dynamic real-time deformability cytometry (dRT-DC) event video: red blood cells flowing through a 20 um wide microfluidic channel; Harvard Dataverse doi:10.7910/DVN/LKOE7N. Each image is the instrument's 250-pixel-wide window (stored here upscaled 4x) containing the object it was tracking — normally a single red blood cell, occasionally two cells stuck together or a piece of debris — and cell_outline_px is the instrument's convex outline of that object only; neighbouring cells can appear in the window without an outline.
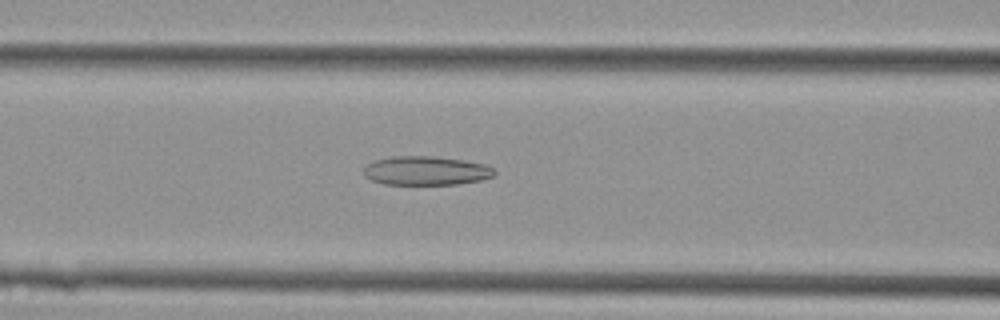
{"species": "Egyptian fruit bat (a non-hibernating species)", "species_latin": "Rousettus aegyptiacus", "temperature_condition": "cold", "stored_images_in_passage": 37, "camera_frame_rate_fps": 3000, "um_per_image_px": 0.085, "animal": {"sex": "female"}, "frame": {"image": 1, "passage_image": 15, "time_ms": 4.667, "image_size_px": [1000, 320], "cell_outline_px": [[496, 176], [480, 180], [456, 184], [384, 184], [372, 180], [364, 176], [364, 168], [372, 160], [392, 156], [436, 156], [464, 160], [484, 164], [492, 168], [496, 172]], "centroid_in_image_um": [36.21, 14.5], "position_along_channel_um": 130.4, "area_um2": 22.14}}
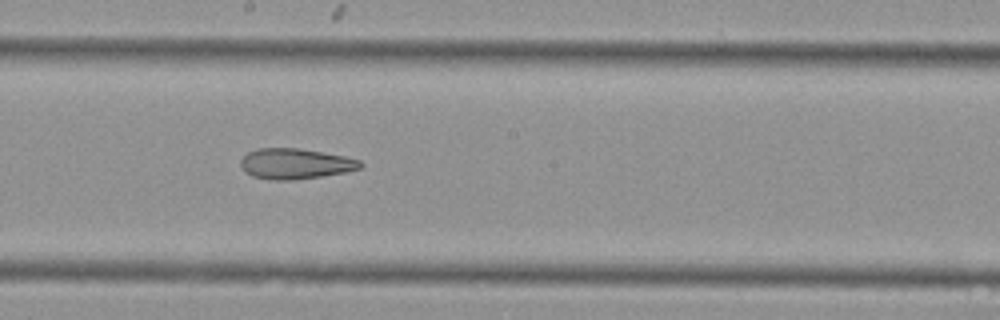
{"frame": {"image": 2, "passage_image": 21, "time_ms": 6.667, "image_size_px": [1000, 320], "cell_outline_px": [[364, 164], [360, 168], [344, 172], [296, 180], [272, 180], [252, 176], [244, 172], [240, 164], [240, 160], [248, 152], [256, 148], [296, 148], [344, 156], [360, 160]], "centroid_in_image_um": [25.06, 13.92], "position_along_channel_um": 223.1, "area_um2": 21.21}}
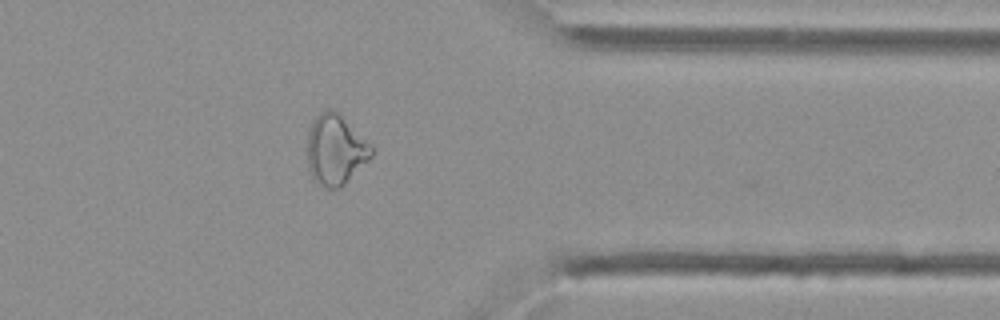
{"frame": {"image": 3, "passage_image": 32, "time_ms": 10.333, "image_size_px": [1000, 320], "cell_outline_px": [[372, 156], [340, 188], [324, 188], [312, 176], [308, 168], [308, 132], [312, 120], [320, 112], [328, 108], [332, 108], [372, 144]], "centroid_in_image_um": [28.51, 12.71], "position_along_channel_um": 382.9, "area_um2": 26.01}}